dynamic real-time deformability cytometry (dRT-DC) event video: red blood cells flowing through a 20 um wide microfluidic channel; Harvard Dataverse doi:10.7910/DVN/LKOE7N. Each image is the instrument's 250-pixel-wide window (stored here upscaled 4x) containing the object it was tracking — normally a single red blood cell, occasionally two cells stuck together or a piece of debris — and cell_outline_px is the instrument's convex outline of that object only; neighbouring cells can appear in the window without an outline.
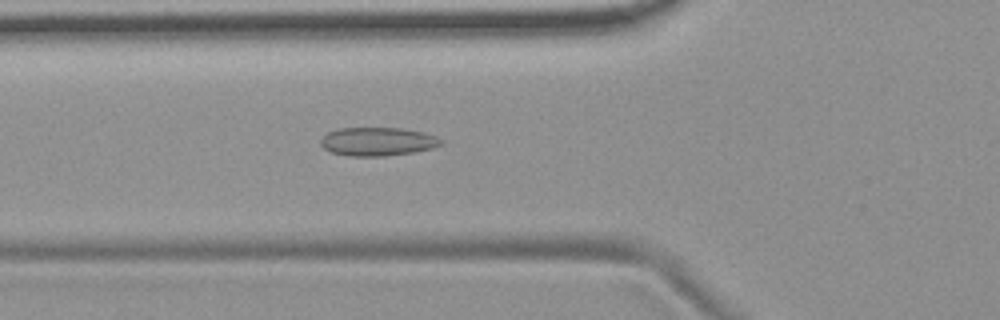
{"species": "common noctule bat (a hibernating species)", "species_latin": "Nyctalus noctula", "temperature_condition": "room temperature", "stored_images_in_passage": 38, "camera_frame_rate_fps": 3000, "um_per_image_px": 0.085, "animal": {"sex": "female", "body_mass_g": 19.9}, "frame": {"image": 1, "passage_image": 3, "time_ms": 0.667, "image_size_px": [1000, 320], "cell_outline_px": [[444, 140], [440, 144], [432, 148], [412, 152], [384, 156], [348, 156], [332, 152], [324, 148], [320, 144], [320, 140], [328, 132], [336, 128], [400, 128], [424, 132], [436, 136]], "centroid_in_image_um": [32.08, 12.02], "position_along_channel_um": 93.7, "area_um2": 19.94}}
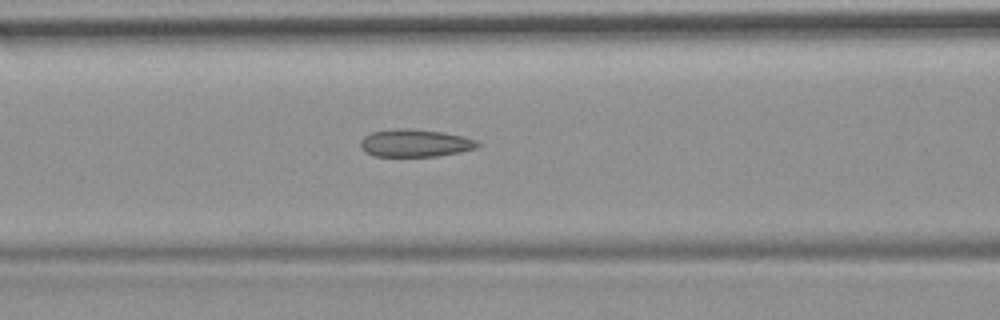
{"frame": {"image": 2, "passage_image": 6, "time_ms": 1.667, "image_size_px": [1000, 320], "cell_outline_px": [[480, 144], [476, 148], [460, 152], [436, 156], [372, 156], [364, 152], [360, 148], [360, 140], [364, 136], [372, 132], [392, 128], [412, 128], [440, 132], [464, 136], [476, 140]], "centroid_in_image_um": [35.23, 12.16], "position_along_channel_um": 131.4, "area_um2": 19.02}}
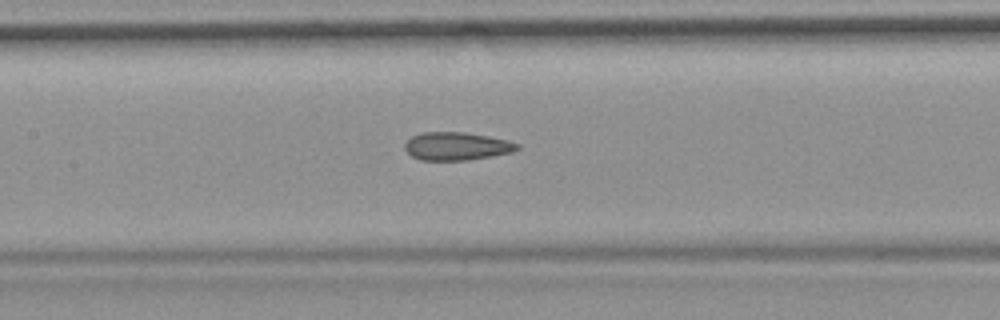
{"frame": {"image": 3, "passage_image": 9, "time_ms": 2.667, "image_size_px": [1000, 320], "cell_outline_px": [[520, 148], [512, 152], [492, 156], [468, 160], [420, 160], [412, 156], [404, 148], [404, 144], [412, 136], [420, 132], [464, 132], [488, 136], [508, 140], [520, 144]], "centroid_in_image_um": [38.82, 12.42], "position_along_channel_um": 168.6, "area_um2": 18.44}, "authors_computed_cell_mechanics": {"area_um2": 18.5249, "velocity_mm_per_s": 3.725, "shape_relaxation_time_tau1_ms": null, "shape_relaxation_time_tau2_ms": 2.1122, "deformation_change_tau1": null, "deformation_change_tau2": 0.0975}}